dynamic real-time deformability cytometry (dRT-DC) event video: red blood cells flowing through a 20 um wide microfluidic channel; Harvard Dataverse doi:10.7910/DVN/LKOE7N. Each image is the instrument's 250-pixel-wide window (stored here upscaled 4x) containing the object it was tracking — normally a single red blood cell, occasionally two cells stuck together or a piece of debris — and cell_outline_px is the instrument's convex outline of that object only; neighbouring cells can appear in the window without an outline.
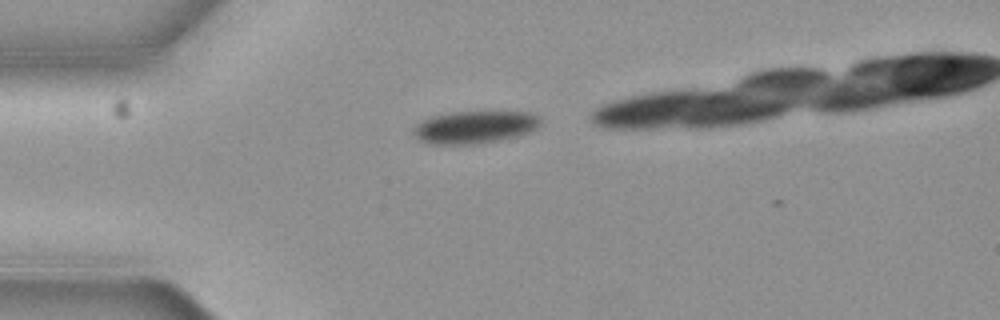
{"species": "common noctule bat (a hibernating species)", "species_latin": "Nyctalus noctula", "temperature_condition": "cold", "stored_images_in_passage": 4, "camera_frame_rate_fps": 3000, "um_per_image_px": 0.085, "animal": {"sex": "female", "body_mass_g": 19.3, "forearm_length_mm": 54.1}, "frame": {"image": 1, "passage_image": 1, "time_ms": 0.0, "image_size_px": [1000, 320], "cell_outline_px": [[540, 124], [536, 128], [528, 132], [516, 136], [500, 140], [476, 144], [424, 144], [416, 140], [412, 136], [412, 128], [416, 124], [432, 116], [452, 112], [532, 112], [540, 116]], "centroid_in_image_um": [40.28, 10.82], "position_along_channel_um": 44.7, "area_um2": 24.33}}